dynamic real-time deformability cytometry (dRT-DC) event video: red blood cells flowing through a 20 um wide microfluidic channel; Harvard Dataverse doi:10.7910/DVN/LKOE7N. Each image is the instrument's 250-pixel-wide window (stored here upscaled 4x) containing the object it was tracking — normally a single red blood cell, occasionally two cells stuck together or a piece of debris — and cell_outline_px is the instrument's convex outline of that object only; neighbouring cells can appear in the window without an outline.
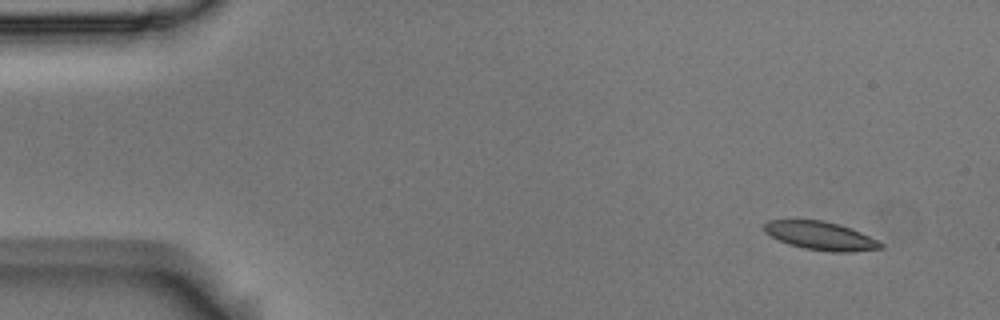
{"species": "Egyptian fruit bat (a non-hibernating species)", "species_latin": "Rousettus aegyptiacus", "temperature_condition": "room temperature", "stored_images_in_passage": 5, "camera_frame_rate_fps": 3000, "um_per_image_px": 0.085, "animal": {"sex": "male"}, "frame": {"image": 1, "passage_image": 1, "time_ms": 0.0, "image_size_px": [1000, 320], "cell_outline_px": [[884, 248], [852, 252], [832, 252], [804, 248], [788, 244], [764, 232], [764, 224], [768, 220], [824, 220], [852, 228], [884, 244]], "centroid_in_image_um": [69.76, 20.04], "position_along_channel_um": 15.2, "area_um2": 19.19}}
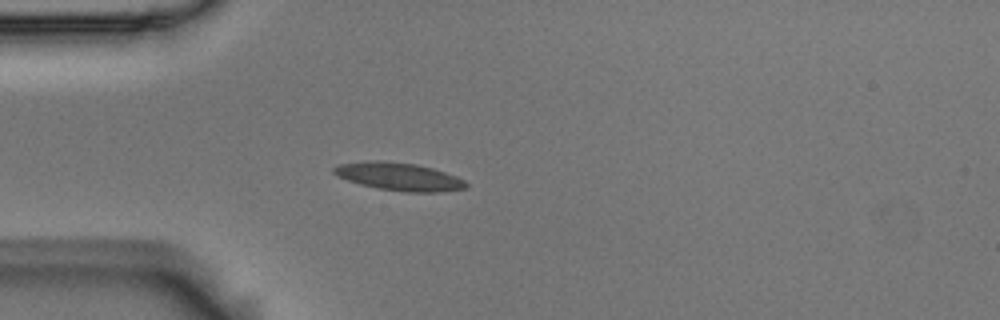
{"frame": {"image": 2, "passage_image": 4, "time_ms": 1.0, "image_size_px": [1000, 320], "cell_outline_px": [[468, 188], [440, 192], [404, 192], [380, 188], [360, 184], [336, 176], [332, 172], [332, 168], [336, 164], [372, 160], [380, 160], [416, 164], [432, 168], [456, 176], [464, 180], [468, 184]], "centroid_in_image_um": [33.89, 15.0], "position_along_channel_um": 51.1, "area_um2": 21.56}}